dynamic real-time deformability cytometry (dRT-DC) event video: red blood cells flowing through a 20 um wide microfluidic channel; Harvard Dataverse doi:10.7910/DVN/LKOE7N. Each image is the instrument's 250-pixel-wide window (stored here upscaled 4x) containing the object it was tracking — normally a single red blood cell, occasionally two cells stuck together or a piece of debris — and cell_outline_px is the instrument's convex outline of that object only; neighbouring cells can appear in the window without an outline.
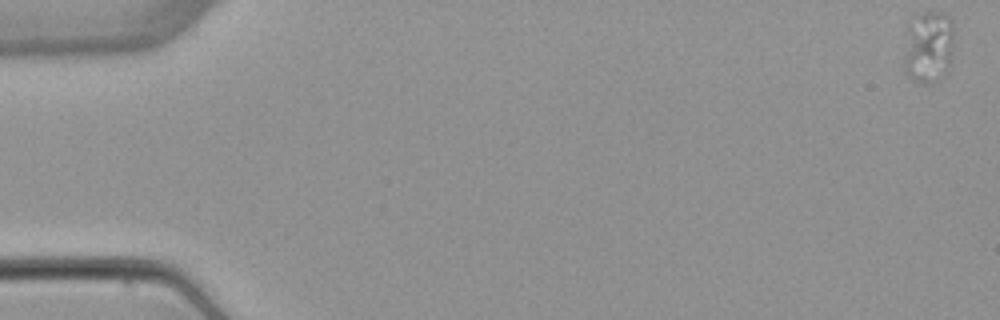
{"species": "common noctule bat (a hibernating species)", "species_latin": "Nyctalus noctula", "temperature_condition": "warm", "stored_images_in_passage": 4, "segment_of_instrument_passage": [1, 2], "camera_frame_rate_fps": 3000, "um_per_image_px": 0.085, "animal": {"sex": "female", "body_mass_g": 22.7, "forearm_length_mm": 54.2}, "frame": {"image": 1, "passage_image": 1, "time_ms": 0.0, "image_size_px": [1000, 320], "cell_outline_px": [[952, 60], [948, 76], [940, 80], [928, 84], [916, 84], [904, 72], [904, 56], [908, 24], [912, 16], [920, 12], [944, 12], [948, 16], [952, 24]], "centroid_in_image_um": [78.92, 4.04], "position_along_channel_um": 6.1, "area_um2": 22.02}}